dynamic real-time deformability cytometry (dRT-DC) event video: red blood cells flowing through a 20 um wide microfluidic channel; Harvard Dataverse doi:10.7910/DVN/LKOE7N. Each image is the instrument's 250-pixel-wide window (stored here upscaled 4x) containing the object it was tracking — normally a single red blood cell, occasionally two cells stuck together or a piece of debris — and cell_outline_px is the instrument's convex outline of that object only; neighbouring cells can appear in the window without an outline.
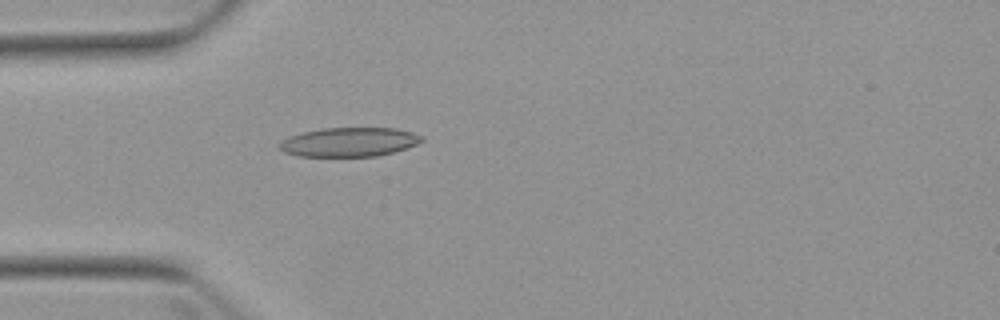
{"species": "Egyptian fruit bat (a non-hibernating species)", "species_latin": "Rousettus aegyptiacus", "temperature_condition": "warm", "stored_images_in_passage": 4, "camera_frame_rate_fps": 3000, "um_per_image_px": 0.085, "animal": {"sex": "female"}, "frame": {"image": 1, "passage_image": 4, "time_ms": 4.0, "image_size_px": [1000, 320], "cell_outline_px": [[424, 140], [416, 144], [392, 152], [376, 156], [296, 156], [284, 152], [276, 144], [280, 140], [288, 136], [304, 132], [324, 128], [396, 128], [412, 132], [424, 136]], "centroid_in_image_um": [29.64, 12.07], "position_along_channel_um": 55.4, "area_um2": 24.16}}